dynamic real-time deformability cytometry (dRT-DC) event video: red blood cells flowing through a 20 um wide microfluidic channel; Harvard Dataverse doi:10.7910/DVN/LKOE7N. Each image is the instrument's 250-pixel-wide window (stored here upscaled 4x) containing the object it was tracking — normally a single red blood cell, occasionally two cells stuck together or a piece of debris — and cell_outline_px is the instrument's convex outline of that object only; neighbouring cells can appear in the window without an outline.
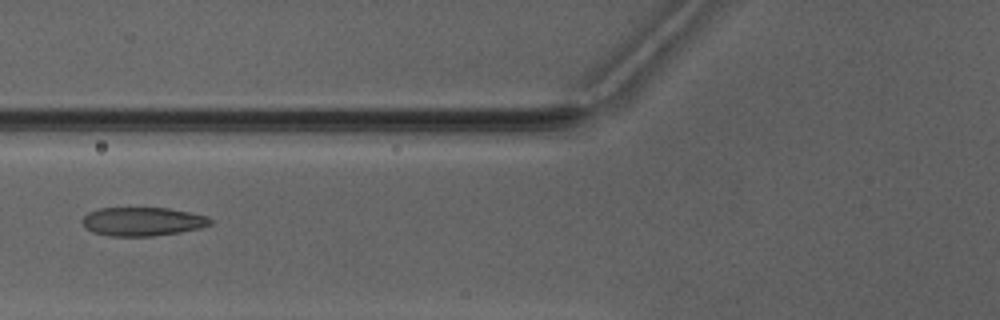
{"species": "Egyptian fruit bat (a non-hibernating species)", "species_latin": "Rousettus aegyptiacus", "temperature_condition": "warm", "stored_images_in_passage": 6, "camera_frame_rate_fps": 3000, "um_per_image_px": 0.085, "animal": {"sex": "male"}, "frame": {"image": 1, "passage_image": 5, "time_ms": 5.0, "image_size_px": [1000, 320], "cell_outline_px": [[212, 224], [200, 228], [180, 232], [152, 236], [108, 236], [92, 232], [84, 228], [80, 220], [88, 212], [100, 208], [168, 208], [192, 212], [208, 216], [212, 220]], "centroid_in_image_um": [12.1, 18.83], "position_along_channel_um": 113.7, "area_um2": 21.68}}
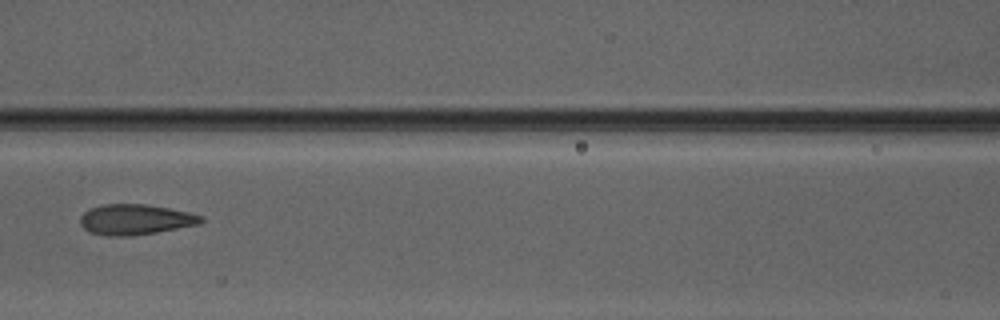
{"frame": {"image": 2, "passage_image": 6, "time_ms": 6.0, "image_size_px": [1000, 320], "cell_outline_px": [[204, 220], [200, 224], [156, 232], [132, 236], [108, 236], [88, 232], [80, 224], [80, 216], [84, 212], [92, 208], [104, 204], [144, 204], [168, 208], [188, 212], [204, 216]], "centroid_in_image_um": [11.5, 18.66], "position_along_channel_um": 155.1, "area_um2": 21.44}}